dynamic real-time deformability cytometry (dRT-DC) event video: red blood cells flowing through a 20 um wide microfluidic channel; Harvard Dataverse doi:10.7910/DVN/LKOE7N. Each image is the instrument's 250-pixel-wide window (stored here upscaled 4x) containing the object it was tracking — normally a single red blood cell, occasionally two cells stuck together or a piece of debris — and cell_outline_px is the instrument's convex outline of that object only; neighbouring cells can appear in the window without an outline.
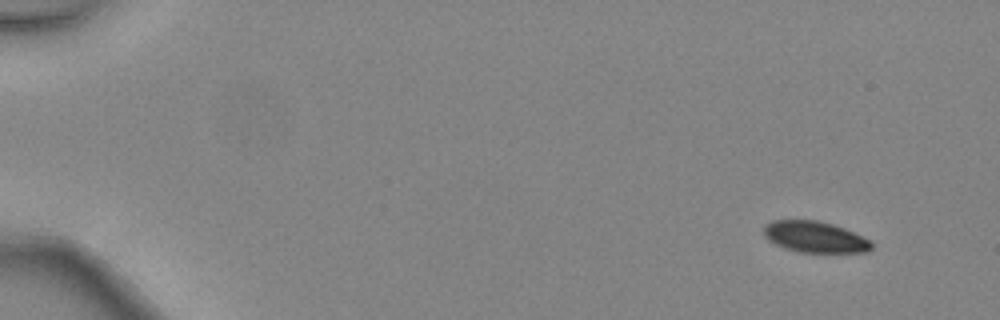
{"species": "common noctule bat (a hibernating species)", "species_latin": "Nyctalus noctula", "temperature_condition": "warm", "stored_images_in_passage": 5, "camera_frame_rate_fps": 3000, "um_per_image_px": 0.085, "animal": {"sex": "female", "body_mass_g": 24.6, "forearm_length_mm": 56.2}, "frame": {"image": 1, "passage_image": 1, "time_ms": 0.0, "image_size_px": [1000, 320], "cell_outline_px": [[872, 248], [868, 252], [800, 252], [784, 248], [768, 240], [764, 236], [764, 224], [772, 220], [816, 220], [832, 224], [844, 228], [868, 240], [872, 244]], "centroid_in_image_um": [69.22, 20.13], "position_along_channel_um": 15.8, "area_um2": 19.42}}
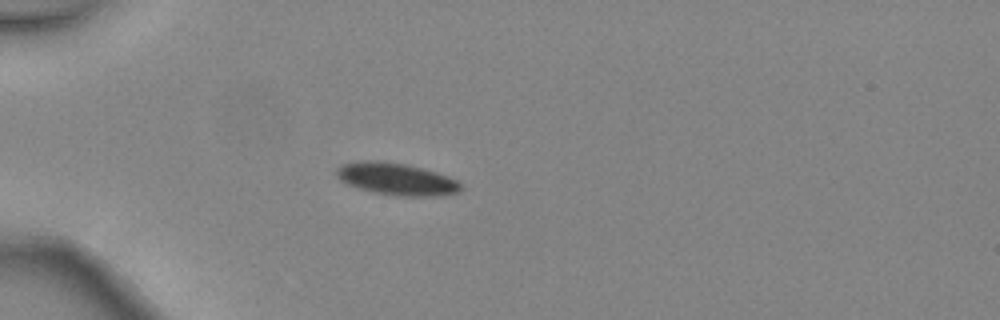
{"frame": {"image": 2, "passage_image": 4, "time_ms": 1.0, "image_size_px": [1000, 320], "cell_outline_px": [[460, 192], [432, 196], [396, 196], [372, 192], [348, 184], [340, 180], [336, 176], [336, 168], [344, 164], [360, 160], [380, 160], [408, 164], [424, 168], [448, 176], [456, 180], [460, 184]], "centroid_in_image_um": [33.67, 15.2], "position_along_channel_um": 51.3, "area_um2": 23.35}}